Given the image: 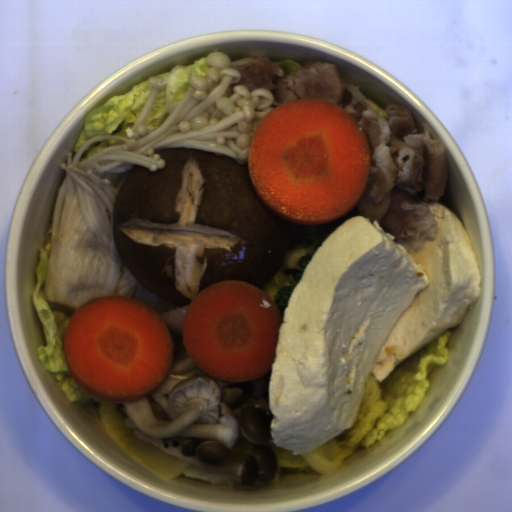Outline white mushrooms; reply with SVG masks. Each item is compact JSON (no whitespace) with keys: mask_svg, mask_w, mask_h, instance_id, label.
Masks as SVG:
<instances>
[{"mask_svg":"<svg viewBox=\"0 0 512 512\" xmlns=\"http://www.w3.org/2000/svg\"><path fill=\"white\" fill-rule=\"evenodd\" d=\"M166 323L173 362L159 387L123 403L136 437L181 458L208 475H238L236 490L260 489L277 475L269 405L272 368L252 381L213 377L188 357L183 341L189 305L178 306L144 288L133 297Z\"/></svg>","mask_w":512,"mask_h":512,"instance_id":"1","label":"white mushrooms"}]
</instances>
